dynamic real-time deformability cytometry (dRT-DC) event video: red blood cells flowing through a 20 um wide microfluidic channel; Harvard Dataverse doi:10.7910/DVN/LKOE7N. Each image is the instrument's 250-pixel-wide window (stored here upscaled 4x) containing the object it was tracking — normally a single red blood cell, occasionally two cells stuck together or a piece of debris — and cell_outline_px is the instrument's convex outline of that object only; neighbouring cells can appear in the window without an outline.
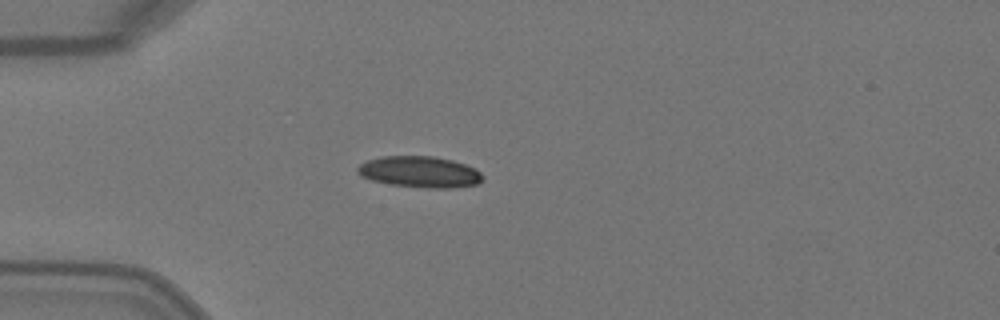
{"species": "Egyptian fruit bat (a non-hibernating species)", "species_latin": "Rousettus aegyptiacus", "temperature_condition": "warm", "stored_images_in_passage": 5, "camera_frame_rate_fps": 3000, "um_per_image_px": 0.085, "animal": {"sex": "female"}, "frame": {"image": 1, "passage_image": 4, "time_ms": 1.0, "image_size_px": [1000, 320], "cell_outline_px": [[484, 176], [480, 184], [452, 188], [428, 188], [392, 184], [372, 180], [360, 176], [356, 172], [356, 168], [360, 164], [368, 160], [380, 156], [432, 156], [452, 160], [464, 164], [480, 172]], "centroid_in_image_um": [35.67, 14.61], "position_along_channel_um": 49.3, "area_um2": 22.77}}